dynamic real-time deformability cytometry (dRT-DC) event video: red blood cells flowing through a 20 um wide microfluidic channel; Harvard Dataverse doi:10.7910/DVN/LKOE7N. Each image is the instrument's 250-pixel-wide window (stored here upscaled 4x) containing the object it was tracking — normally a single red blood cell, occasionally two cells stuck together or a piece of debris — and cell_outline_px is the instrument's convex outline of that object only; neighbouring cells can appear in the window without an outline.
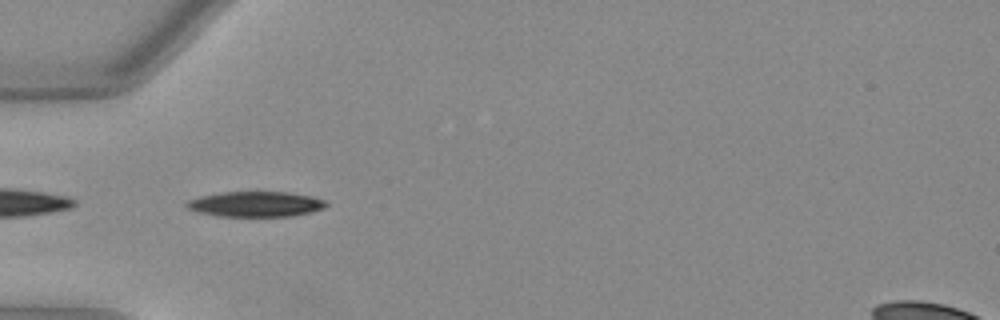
{"species": "Egyptian fruit bat (a non-hibernating species)", "species_latin": "Rousettus aegyptiacus", "temperature_condition": "warm", "stored_images_in_passage": 37, "camera_frame_rate_fps": 3000, "um_per_image_px": 0.085, "animal": {"sex": "female"}, "frame": {"image": 1, "passage_image": 2, "time_ms": 0.333, "image_size_px": [1000, 320], "cell_outline_px": [[328, 204], [324, 208], [308, 212], [288, 216], [216, 216], [200, 212], [188, 208], [184, 204], [188, 200], [200, 196], [224, 192], [284, 192], [308, 196], [324, 200]], "centroid_in_image_um": [21.68, 17.35], "position_along_channel_um": 63.3, "area_um2": 20.17}}
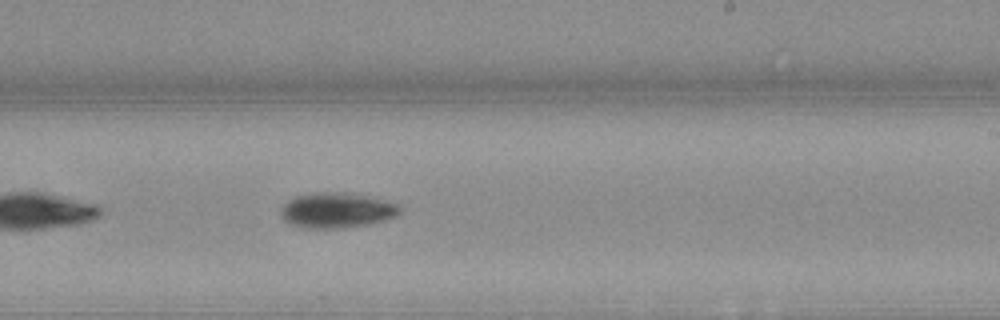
{"frame": {"image": 2, "passage_image": 17, "time_ms": 5.333, "image_size_px": [1000, 320], "cell_outline_px": [[400, 212], [384, 220], [368, 224], [344, 228], [300, 228], [284, 220], [280, 212], [280, 208], [288, 200], [296, 196], [312, 192], [344, 192], [368, 196], [400, 204]], "centroid_in_image_um": [28.59, 17.87], "position_along_channel_um": 260.4, "area_um2": 24.51}}
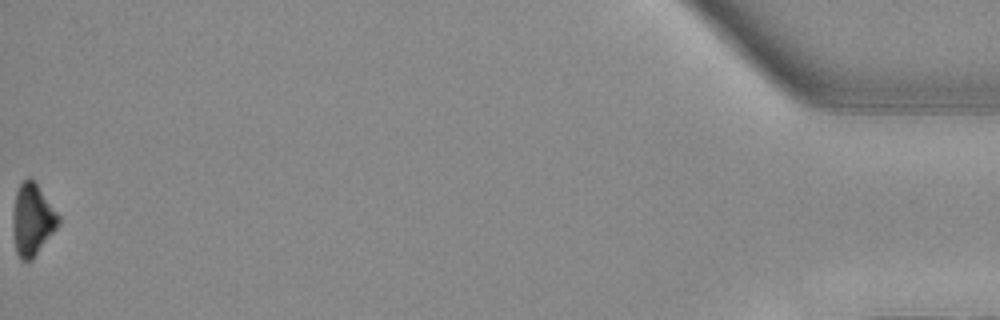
{"frame": {"image": 3, "passage_image": 37, "time_ms": 12.0, "image_size_px": [1000, 320], "cell_outline_px": [[60, 224], [32, 260], [20, 260], [16, 252], [12, 232], [12, 216], [16, 192], [20, 184], [28, 176], [36, 184], [60, 216]], "centroid_in_image_um": [2.74, 18.71], "position_along_channel_um": 432.5, "area_um2": 19.07}, "authors_computed_cell_mechanics": {"area_um2": 21.9062, "velocity_mm_per_s": 4.0048, "shape_relaxation_time_tau1_ms": 2.7751, "shape_relaxation_time_tau2_ms": null, "deformation_change_tau1": 0.1418, "deformation_change_tau2": null}}